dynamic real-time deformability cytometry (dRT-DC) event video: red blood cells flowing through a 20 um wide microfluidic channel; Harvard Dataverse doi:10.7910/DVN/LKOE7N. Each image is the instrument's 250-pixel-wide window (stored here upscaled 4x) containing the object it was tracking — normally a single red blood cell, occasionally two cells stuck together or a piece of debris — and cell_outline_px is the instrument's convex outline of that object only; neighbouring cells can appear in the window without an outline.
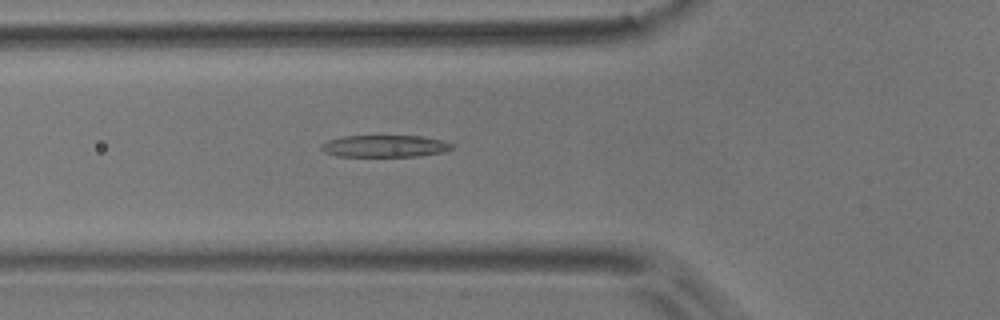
{"species": "common noctule bat (a hibernating species)", "species_latin": "Nyctalus noctula", "temperature_condition": "room temperature", "stored_images_in_passage": 39, "camera_frame_rate_fps": 3000, "um_per_image_px": 0.085, "animal": {"sex": "male", "body_mass_g": 17.9}, "frame": {"image": 1, "passage_image": 4, "time_ms": 1.0, "image_size_px": [1000, 320], "cell_outline_px": [[456, 148], [444, 152], [420, 156], [336, 156], [324, 152], [320, 148], [320, 144], [328, 140], [340, 136], [424, 136], [444, 140], [452, 144]], "centroid_in_image_um": [32.73, 12.41], "position_along_channel_um": 93.1, "area_um2": 16.99}}
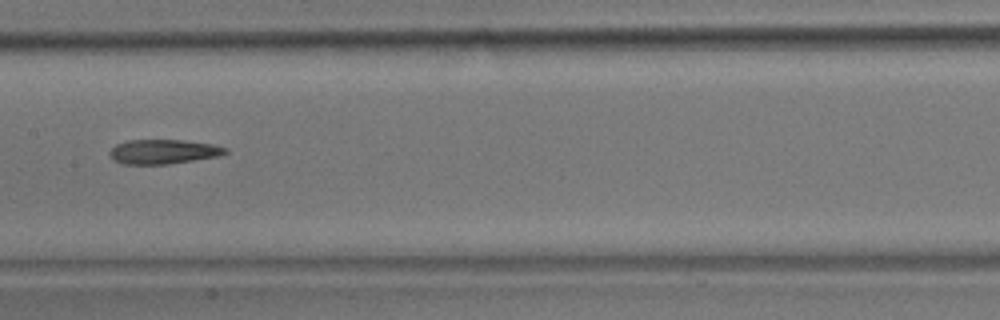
{"frame": {"image": 2, "passage_image": 12, "time_ms": 3.667, "image_size_px": [1000, 320], "cell_outline_px": [[228, 152], [216, 156], [168, 164], [120, 164], [108, 152], [116, 144], [128, 140], [180, 140], [212, 144], [228, 148]], "centroid_in_image_um": [13.86, 12.89], "position_along_channel_um": 193.5, "area_um2": 16.24}}
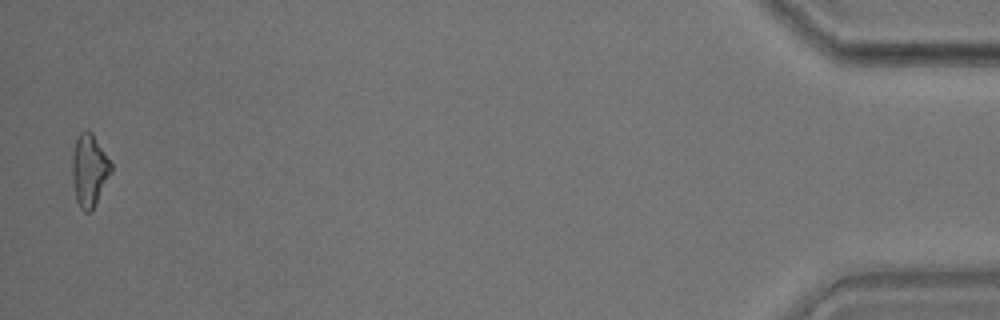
{"frame": {"image": 3, "passage_image": 38, "time_ms": 12.333, "image_size_px": [1000, 320], "cell_outline_px": [[112, 172], [92, 212], [84, 212], [80, 208], [76, 200], [72, 184], [72, 152], [76, 136], [84, 128], [88, 128], [92, 132], [112, 164]], "centroid_in_image_um": [7.57, 14.46], "position_along_channel_um": 427.6, "area_um2": 16.88}, "authors_computed_cell_mechanics": {"area_um2": 16.7042, "velocity_mm_per_s": 3.7308, "shape_relaxation_time_tau1_ms": 8.5179, "shape_relaxation_time_tau2_ms": null, "deformation_change_tau1": 0.2232, "deformation_change_tau2": null}}